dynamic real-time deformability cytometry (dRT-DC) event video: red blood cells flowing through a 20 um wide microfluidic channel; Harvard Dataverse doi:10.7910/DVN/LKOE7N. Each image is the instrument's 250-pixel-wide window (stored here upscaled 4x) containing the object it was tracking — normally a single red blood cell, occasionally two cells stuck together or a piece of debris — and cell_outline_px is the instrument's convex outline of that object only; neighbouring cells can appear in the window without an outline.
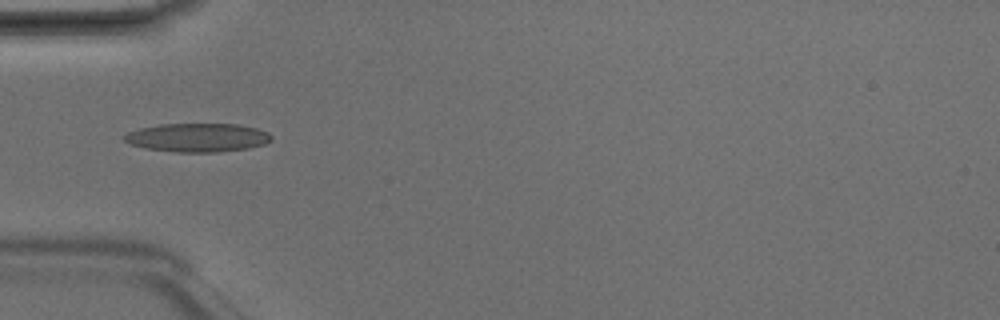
{"species": "Egyptian fruit bat (a non-hibernating species)", "species_latin": "Rousettus aegyptiacus", "temperature_condition": "room temperature", "stored_images_in_passage": 4, "camera_frame_rate_fps": 3000, "um_per_image_px": 0.085, "animal": {"sex": "male"}, "frame": {"image": 1, "passage_image": 4, "time_ms": 1.0, "image_size_px": [1000, 320], "cell_outline_px": [[272, 140], [264, 144], [248, 148], [220, 152], [176, 152], [144, 148], [128, 144], [124, 140], [124, 136], [128, 132], [140, 128], [160, 124], [236, 124], [256, 128], [268, 132], [272, 136]], "centroid_in_image_um": [16.78, 11.7], "position_along_channel_um": 68.2, "area_um2": 24.62}}